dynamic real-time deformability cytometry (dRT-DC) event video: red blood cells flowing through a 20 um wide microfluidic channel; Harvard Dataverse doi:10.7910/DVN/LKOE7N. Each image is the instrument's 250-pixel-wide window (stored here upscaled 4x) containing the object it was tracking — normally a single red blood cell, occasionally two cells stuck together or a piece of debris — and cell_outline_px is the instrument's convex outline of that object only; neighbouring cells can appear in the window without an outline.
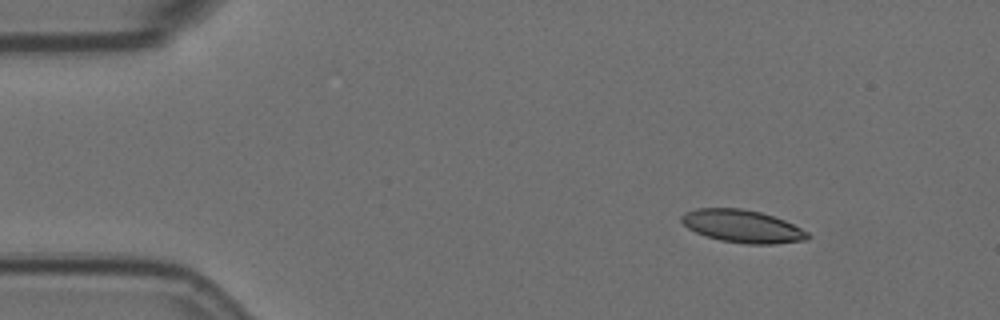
{"species": "Egyptian fruit bat (a non-hibernating species)", "species_latin": "Rousettus aegyptiacus", "temperature_condition": "room temperature", "stored_images_in_passage": 5, "camera_frame_rate_fps": 3000, "um_per_image_px": 0.085, "animal": {"sex": "female"}, "frame": {"image": 1, "passage_image": 2, "time_ms": 0.333, "image_size_px": [1000, 320], "cell_outline_px": [[812, 236], [808, 240], [776, 244], [748, 244], [720, 240], [696, 232], [688, 228], [680, 220], [680, 216], [684, 212], [696, 208], [740, 208], [760, 212], [784, 220], [808, 232]], "centroid_in_image_um": [63.11, 19.23], "position_along_channel_um": 21.9, "area_um2": 24.04}}
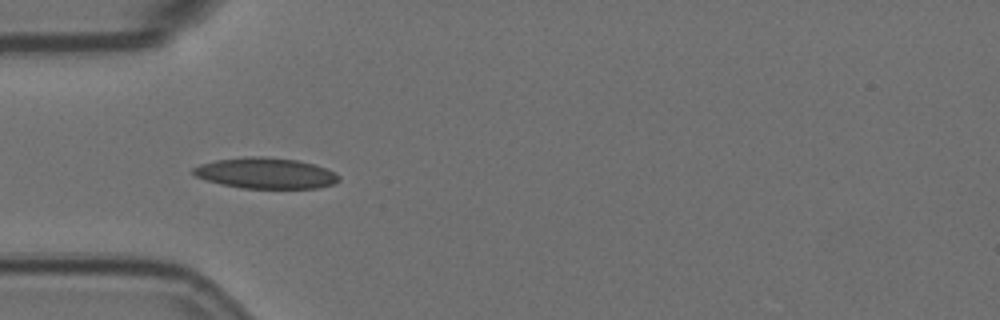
{"frame": {"image": 2, "passage_image": 4, "time_ms": 1.0, "image_size_px": [1000, 320], "cell_outline_px": [[340, 180], [336, 184], [320, 188], [240, 188], [220, 184], [204, 180], [196, 176], [192, 172], [192, 168], [200, 164], [216, 160], [248, 156], [264, 156], [296, 160], [312, 164], [336, 172], [340, 176]], "centroid_in_image_um": [22.58, 14.73], "position_along_channel_um": 62.4, "area_um2": 26.36}}
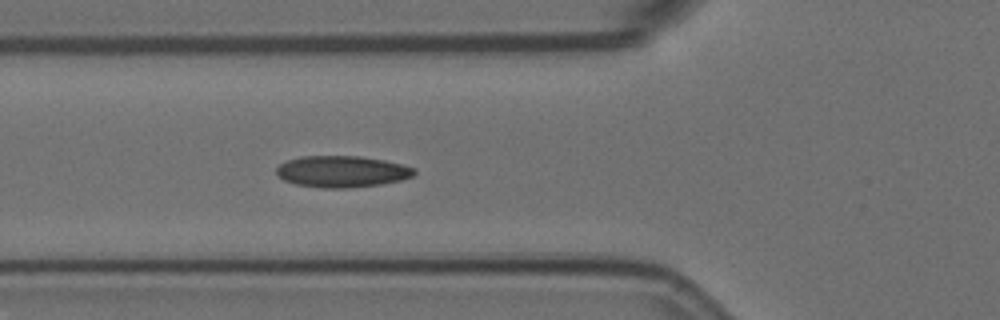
{"frame": {"image": 3, "passage_image": 5, "time_ms": 1.333, "image_size_px": [1000, 320], "cell_outline_px": [[416, 172], [412, 176], [400, 180], [380, 184], [348, 188], [324, 188], [296, 184], [284, 180], [276, 176], [276, 168], [280, 164], [288, 160], [300, 156], [360, 156], [384, 160], [416, 168]], "centroid_in_image_um": [29.04, 14.58], "position_along_channel_um": 96.8, "area_um2": 25.26}}